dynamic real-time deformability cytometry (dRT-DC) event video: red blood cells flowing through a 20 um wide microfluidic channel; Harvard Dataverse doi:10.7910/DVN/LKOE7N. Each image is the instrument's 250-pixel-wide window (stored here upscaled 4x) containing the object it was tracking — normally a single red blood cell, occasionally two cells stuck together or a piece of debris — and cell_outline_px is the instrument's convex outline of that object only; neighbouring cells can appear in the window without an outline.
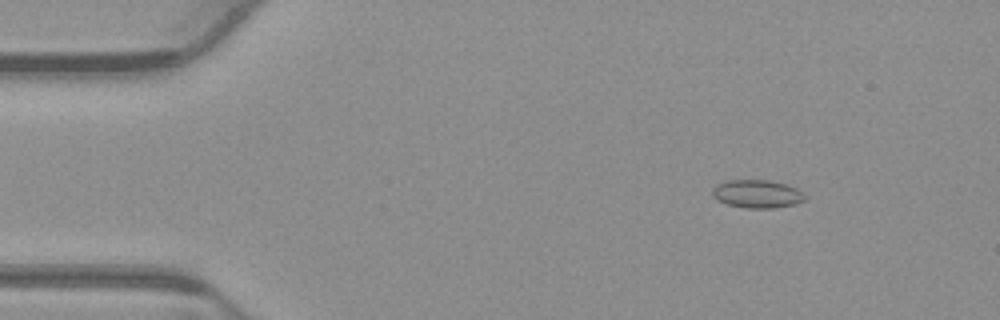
{"species": "common noctule bat (a hibernating species)", "species_latin": "Nyctalus noctula", "temperature_condition": "warm", "stored_images_in_passage": 24, "camera_frame_rate_fps": 3000, "um_per_image_px": 0.085, "animal": {"sex": "male", "body_mass_g": 23.1, "forearm_length_mm": 52.7}, "frame": {"image": 1, "passage_image": 7, "time_ms": 2.0, "image_size_px": [1000, 320], "cell_outline_px": [[808, 196], [804, 200], [796, 204], [776, 208], [744, 208], [728, 204], [716, 200], [712, 196], [712, 188], [716, 184], [728, 180], [768, 180], [788, 184], [804, 192]], "centroid_in_image_um": [64.38, 16.48], "position_along_channel_um": 20.6, "area_um2": 15.49}}